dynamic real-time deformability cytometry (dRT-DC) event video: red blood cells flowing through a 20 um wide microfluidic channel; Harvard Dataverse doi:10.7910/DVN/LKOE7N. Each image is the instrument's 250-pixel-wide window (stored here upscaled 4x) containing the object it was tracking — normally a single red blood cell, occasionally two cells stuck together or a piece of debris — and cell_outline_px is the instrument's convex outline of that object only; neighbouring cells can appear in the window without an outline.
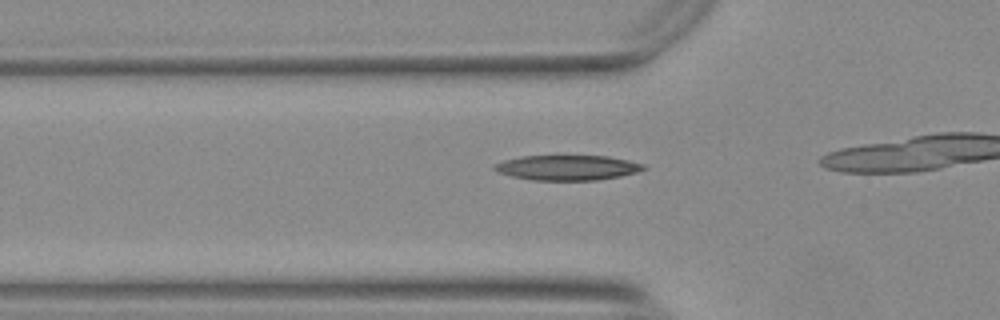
{"species": "Egyptian fruit bat (a non-hibernating species)", "species_latin": "Rousettus aegyptiacus", "temperature_condition": "warm", "stored_images_in_passage": 19, "camera_frame_rate_fps": 3000, "um_per_image_px": 0.085, "animal": {"sex": "female"}, "frame": {"image": 1, "passage_image": 14, "time_ms": 4.333, "image_size_px": [1000, 320], "cell_outline_px": [[648, 168], [636, 172], [620, 176], [596, 180], [532, 180], [512, 176], [496, 172], [492, 168], [492, 164], [504, 160], [520, 156], [564, 152], [608, 156], [628, 160], [644, 164]], "centroid_in_image_um": [48.18, 14.19], "position_along_channel_um": 77.6, "area_um2": 23.12}}